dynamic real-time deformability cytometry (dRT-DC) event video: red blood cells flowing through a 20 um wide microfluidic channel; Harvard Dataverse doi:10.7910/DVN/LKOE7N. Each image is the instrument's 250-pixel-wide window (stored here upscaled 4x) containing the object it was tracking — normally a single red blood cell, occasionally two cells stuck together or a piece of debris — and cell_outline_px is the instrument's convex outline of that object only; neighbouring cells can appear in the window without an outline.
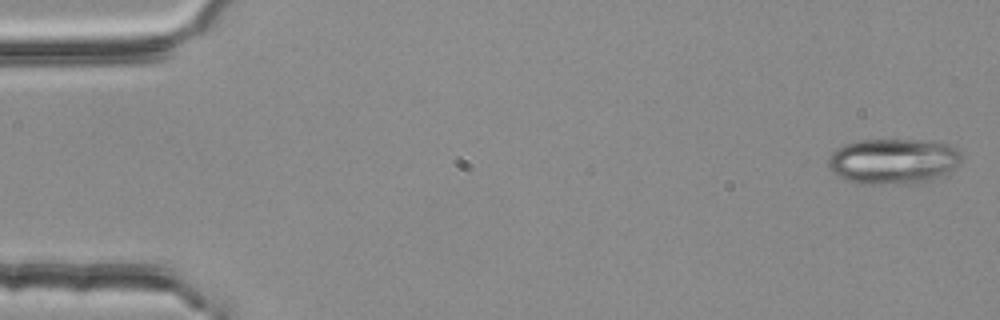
{"species": "common noctule bat (a hibernating species)", "species_latin": "Nyctalus noctula", "temperature_condition": "room temperature", "stored_images_in_passage": 2, "camera_frame_rate_fps": 3000, "um_per_image_px": 0.085, "animal": {"sex": "female", "body_mass_g": 25.1}, "frame": {"image": 1, "passage_image": 2, "time_ms": 0.333, "image_size_px": [1000, 320], "cell_outline_px": [[960, 160], [944, 176], [932, 180], [912, 184], [864, 184], [844, 180], [836, 176], [828, 168], [828, 156], [836, 148], [844, 144], [860, 140], [920, 140], [948, 144], [956, 148], [960, 152]], "centroid_in_image_um": [75.87, 13.72], "position_along_channel_um": 9.1, "area_um2": 35.66}}